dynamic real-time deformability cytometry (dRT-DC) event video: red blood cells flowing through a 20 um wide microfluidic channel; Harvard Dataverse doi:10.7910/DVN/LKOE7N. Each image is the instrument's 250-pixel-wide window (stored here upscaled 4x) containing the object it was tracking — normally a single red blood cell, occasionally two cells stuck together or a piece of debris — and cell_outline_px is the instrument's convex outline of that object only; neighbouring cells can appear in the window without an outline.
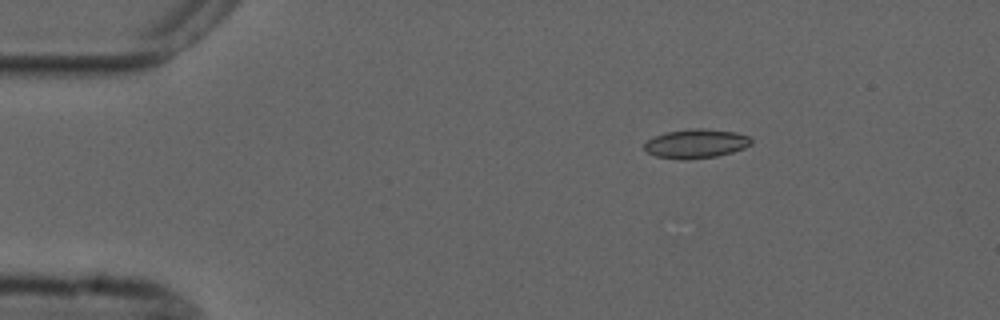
{"species": "common noctule bat (a hibernating species)", "species_latin": "Nyctalus noctula", "temperature_condition": "cold", "stored_images_in_passage": 5, "camera_frame_rate_fps": 3000, "um_per_image_px": 0.085, "animal": {"sex": "male", "forearm_length_mm": 52.5}, "frame": {"image": 1, "passage_image": 3, "time_ms": 2.333, "image_size_px": [1000, 320], "cell_outline_px": [[752, 144], [744, 148], [732, 152], [716, 156], [684, 160], [680, 160], [656, 156], [648, 152], [644, 148], [644, 144], [648, 140], [664, 132], [692, 128], [704, 128], [736, 132], [748, 136], [752, 140]], "centroid_in_image_um": [59.17, 12.2], "position_along_channel_um": 25.8, "area_um2": 18.15}}